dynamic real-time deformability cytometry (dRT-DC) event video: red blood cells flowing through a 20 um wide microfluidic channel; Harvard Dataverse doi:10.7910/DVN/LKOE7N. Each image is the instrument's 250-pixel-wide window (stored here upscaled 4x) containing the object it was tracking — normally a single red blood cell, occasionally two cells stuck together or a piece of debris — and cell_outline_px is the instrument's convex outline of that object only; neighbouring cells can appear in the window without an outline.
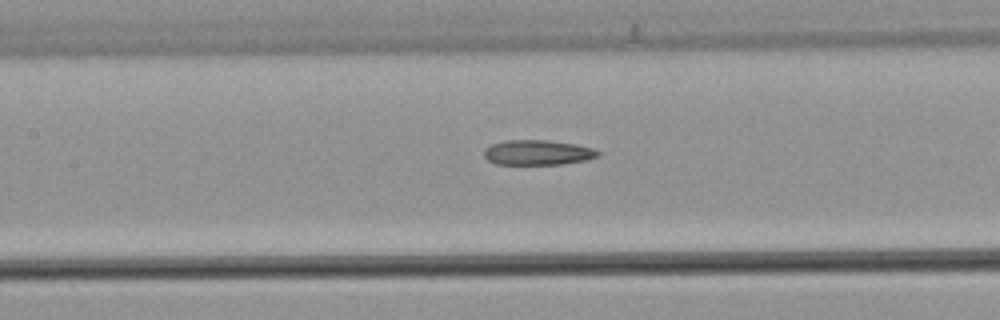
{"species": "common noctule bat (a hibernating species)", "species_latin": "Nyctalus noctula", "temperature_condition": "warm", "stored_images_in_passage": 31, "camera_frame_rate_fps": 3000, "um_per_image_px": 0.085, "animal": {"sex": "male", "body_mass_g": 21.5, "forearm_length_mm": 52.0}, "frame": {"image": 1, "passage_image": 14, "time_ms": 4.333, "image_size_px": [1000, 320], "cell_outline_px": [[600, 156], [588, 160], [564, 164], [496, 164], [488, 160], [484, 156], [484, 148], [492, 144], [504, 140], [548, 140], [576, 144], [592, 148], [600, 152]], "centroid_in_image_um": [45.72, 12.96], "position_along_channel_um": 161.7, "area_um2": 16.76}}